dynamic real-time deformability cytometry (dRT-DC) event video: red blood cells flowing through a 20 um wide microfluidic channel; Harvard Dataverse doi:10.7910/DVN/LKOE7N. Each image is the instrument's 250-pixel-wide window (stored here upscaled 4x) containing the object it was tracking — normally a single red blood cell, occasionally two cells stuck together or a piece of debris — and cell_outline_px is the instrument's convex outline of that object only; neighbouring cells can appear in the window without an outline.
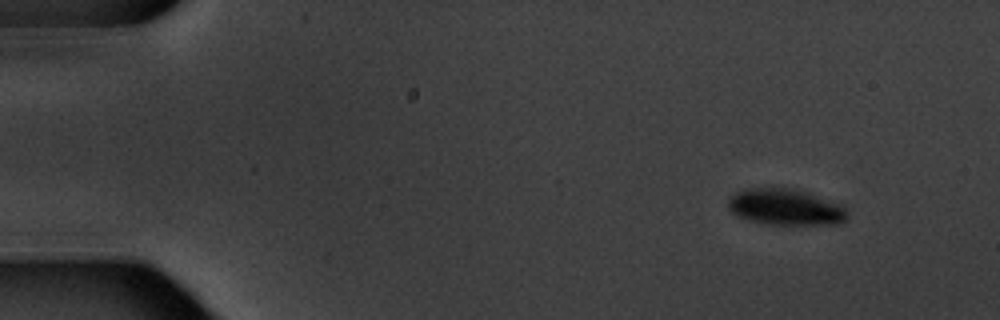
{"species": "common noctule bat (a hibernating species)", "species_latin": "Nyctalus noctula", "temperature_condition": "warm", "stored_images_in_passage": 5, "segment_of_instrument_passage": [1, 2], "camera_frame_rate_fps": 3000, "um_per_image_px": 0.085, "animal": {"sex": "male", "body_mass_g": 20.1, "forearm_length_mm": 53.5}, "frame": {"image": 1, "passage_image": 1, "time_ms": 0.0, "image_size_px": [1000, 320], "cell_outline_px": [[848, 216], [840, 224], [764, 224], [740, 216], [732, 212], [728, 208], [728, 200], [736, 192], [748, 188], [792, 188], [808, 192], [844, 204], [848, 208]], "centroid_in_image_um": [66.85, 17.59], "position_along_channel_um": 18.2, "area_um2": 25.32}}